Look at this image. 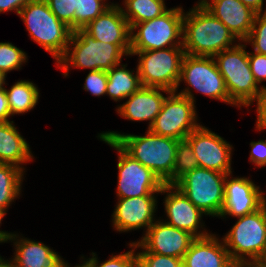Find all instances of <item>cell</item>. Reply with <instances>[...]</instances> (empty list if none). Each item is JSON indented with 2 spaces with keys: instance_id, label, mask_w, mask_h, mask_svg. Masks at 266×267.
Instances as JSON below:
<instances>
[{
  "instance_id": "6da1fadb",
  "label": "cell",
  "mask_w": 266,
  "mask_h": 267,
  "mask_svg": "<svg viewBox=\"0 0 266 267\" xmlns=\"http://www.w3.org/2000/svg\"><path fill=\"white\" fill-rule=\"evenodd\" d=\"M99 138L115 141L128 155L156 174L164 184H172L176 148L179 140L150 131L145 136L103 132Z\"/></svg>"
},
{
  "instance_id": "7a4b0ae2",
  "label": "cell",
  "mask_w": 266,
  "mask_h": 267,
  "mask_svg": "<svg viewBox=\"0 0 266 267\" xmlns=\"http://www.w3.org/2000/svg\"><path fill=\"white\" fill-rule=\"evenodd\" d=\"M237 38L201 3L184 12L183 49L185 54L214 57L219 52L236 46ZM232 45V46H231Z\"/></svg>"
},
{
  "instance_id": "3957f363",
  "label": "cell",
  "mask_w": 266,
  "mask_h": 267,
  "mask_svg": "<svg viewBox=\"0 0 266 267\" xmlns=\"http://www.w3.org/2000/svg\"><path fill=\"white\" fill-rule=\"evenodd\" d=\"M70 46H73L70 48ZM131 44H111L94 39L83 29L74 31L71 35L66 53L56 63L68 76L69 67L90 68L93 70L108 71L120 65L123 55H130ZM72 51H71V50Z\"/></svg>"
},
{
  "instance_id": "277c9868",
  "label": "cell",
  "mask_w": 266,
  "mask_h": 267,
  "mask_svg": "<svg viewBox=\"0 0 266 267\" xmlns=\"http://www.w3.org/2000/svg\"><path fill=\"white\" fill-rule=\"evenodd\" d=\"M37 42L58 62L66 53L73 31L51 11L45 0L29 1L18 14Z\"/></svg>"
},
{
  "instance_id": "5b68a950",
  "label": "cell",
  "mask_w": 266,
  "mask_h": 267,
  "mask_svg": "<svg viewBox=\"0 0 266 267\" xmlns=\"http://www.w3.org/2000/svg\"><path fill=\"white\" fill-rule=\"evenodd\" d=\"M245 44L223 50L214 56L219 72L224 78L229 98L241 108L250 106L253 100L265 89L257 84L249 65Z\"/></svg>"
},
{
  "instance_id": "8992f818",
  "label": "cell",
  "mask_w": 266,
  "mask_h": 267,
  "mask_svg": "<svg viewBox=\"0 0 266 267\" xmlns=\"http://www.w3.org/2000/svg\"><path fill=\"white\" fill-rule=\"evenodd\" d=\"M183 16V8L174 7L152 20L135 24L131 28L130 52L183 47Z\"/></svg>"
},
{
  "instance_id": "52a82bcc",
  "label": "cell",
  "mask_w": 266,
  "mask_h": 267,
  "mask_svg": "<svg viewBox=\"0 0 266 267\" xmlns=\"http://www.w3.org/2000/svg\"><path fill=\"white\" fill-rule=\"evenodd\" d=\"M237 218L238 221L221 239L231 260L234 263L259 260L266 249V203L260 209Z\"/></svg>"
},
{
  "instance_id": "ba28073f",
  "label": "cell",
  "mask_w": 266,
  "mask_h": 267,
  "mask_svg": "<svg viewBox=\"0 0 266 267\" xmlns=\"http://www.w3.org/2000/svg\"><path fill=\"white\" fill-rule=\"evenodd\" d=\"M195 107L194 94L189 87L177 94L171 92L166 96L161 111L148 129L160 136L184 140L201 125L197 123Z\"/></svg>"
},
{
  "instance_id": "9c48e42d",
  "label": "cell",
  "mask_w": 266,
  "mask_h": 267,
  "mask_svg": "<svg viewBox=\"0 0 266 267\" xmlns=\"http://www.w3.org/2000/svg\"><path fill=\"white\" fill-rule=\"evenodd\" d=\"M130 55L139 56L137 68L142 86L164 88L177 93L181 62L185 55L183 47L130 52Z\"/></svg>"
},
{
  "instance_id": "30bf717a",
  "label": "cell",
  "mask_w": 266,
  "mask_h": 267,
  "mask_svg": "<svg viewBox=\"0 0 266 267\" xmlns=\"http://www.w3.org/2000/svg\"><path fill=\"white\" fill-rule=\"evenodd\" d=\"M227 174L197 167L187 172L174 185L205 215L219 217L224 205Z\"/></svg>"
},
{
  "instance_id": "8fae6325",
  "label": "cell",
  "mask_w": 266,
  "mask_h": 267,
  "mask_svg": "<svg viewBox=\"0 0 266 267\" xmlns=\"http://www.w3.org/2000/svg\"><path fill=\"white\" fill-rule=\"evenodd\" d=\"M118 152V198L159 194L164 183L149 168L128 155L115 141L100 138Z\"/></svg>"
},
{
  "instance_id": "7c38bea8",
  "label": "cell",
  "mask_w": 266,
  "mask_h": 267,
  "mask_svg": "<svg viewBox=\"0 0 266 267\" xmlns=\"http://www.w3.org/2000/svg\"><path fill=\"white\" fill-rule=\"evenodd\" d=\"M201 92L210 98L237 106L230 98L225 87L224 78L219 72L214 57L193 56L185 54L181 62L180 82Z\"/></svg>"
},
{
  "instance_id": "4fadbf2b",
  "label": "cell",
  "mask_w": 266,
  "mask_h": 267,
  "mask_svg": "<svg viewBox=\"0 0 266 267\" xmlns=\"http://www.w3.org/2000/svg\"><path fill=\"white\" fill-rule=\"evenodd\" d=\"M186 140L191 144L199 167L215 170L224 174L232 173V145L221 136L200 125Z\"/></svg>"
},
{
  "instance_id": "5bb4252c",
  "label": "cell",
  "mask_w": 266,
  "mask_h": 267,
  "mask_svg": "<svg viewBox=\"0 0 266 267\" xmlns=\"http://www.w3.org/2000/svg\"><path fill=\"white\" fill-rule=\"evenodd\" d=\"M225 178L224 205L220 217H241L260 209L266 203V195L252 180L246 177Z\"/></svg>"
},
{
  "instance_id": "9a60e30c",
  "label": "cell",
  "mask_w": 266,
  "mask_h": 267,
  "mask_svg": "<svg viewBox=\"0 0 266 267\" xmlns=\"http://www.w3.org/2000/svg\"><path fill=\"white\" fill-rule=\"evenodd\" d=\"M160 193H168L164 200V207L167 220H169L164 221L165 223L188 231L196 238H203L211 234L205 229L203 231L199 229L204 226L201 218L205 213L197 208L174 184H164Z\"/></svg>"
},
{
  "instance_id": "2e32d148",
  "label": "cell",
  "mask_w": 266,
  "mask_h": 267,
  "mask_svg": "<svg viewBox=\"0 0 266 267\" xmlns=\"http://www.w3.org/2000/svg\"><path fill=\"white\" fill-rule=\"evenodd\" d=\"M195 239L188 231L157 220L138 242L148 252L183 259Z\"/></svg>"
},
{
  "instance_id": "e0dca14e",
  "label": "cell",
  "mask_w": 266,
  "mask_h": 267,
  "mask_svg": "<svg viewBox=\"0 0 266 267\" xmlns=\"http://www.w3.org/2000/svg\"><path fill=\"white\" fill-rule=\"evenodd\" d=\"M157 200L155 195L118 198L113 212V227L119 232L148 228L154 223Z\"/></svg>"
},
{
  "instance_id": "ac0fdd59",
  "label": "cell",
  "mask_w": 266,
  "mask_h": 267,
  "mask_svg": "<svg viewBox=\"0 0 266 267\" xmlns=\"http://www.w3.org/2000/svg\"><path fill=\"white\" fill-rule=\"evenodd\" d=\"M216 18L234 34L240 42L251 32L256 12L240 0H199Z\"/></svg>"
},
{
  "instance_id": "d6986e66",
  "label": "cell",
  "mask_w": 266,
  "mask_h": 267,
  "mask_svg": "<svg viewBox=\"0 0 266 267\" xmlns=\"http://www.w3.org/2000/svg\"><path fill=\"white\" fill-rule=\"evenodd\" d=\"M83 30L94 39L111 44H131V28L121 6L112 5Z\"/></svg>"
},
{
  "instance_id": "ffe728a7",
  "label": "cell",
  "mask_w": 266,
  "mask_h": 267,
  "mask_svg": "<svg viewBox=\"0 0 266 267\" xmlns=\"http://www.w3.org/2000/svg\"><path fill=\"white\" fill-rule=\"evenodd\" d=\"M161 91L166 94L171 93L164 88L140 87L126 102L118 106V114L132 121H149L148 128H150L166 99Z\"/></svg>"
},
{
  "instance_id": "44dd1931",
  "label": "cell",
  "mask_w": 266,
  "mask_h": 267,
  "mask_svg": "<svg viewBox=\"0 0 266 267\" xmlns=\"http://www.w3.org/2000/svg\"><path fill=\"white\" fill-rule=\"evenodd\" d=\"M185 267H234L224 241L215 234L196 238L183 258Z\"/></svg>"
},
{
  "instance_id": "7402d4cb",
  "label": "cell",
  "mask_w": 266,
  "mask_h": 267,
  "mask_svg": "<svg viewBox=\"0 0 266 267\" xmlns=\"http://www.w3.org/2000/svg\"><path fill=\"white\" fill-rule=\"evenodd\" d=\"M18 237V234L12 233L8 239L14 241L16 247L12 259L15 267H64L67 264L57 252L42 242Z\"/></svg>"
},
{
  "instance_id": "603a6c76",
  "label": "cell",
  "mask_w": 266,
  "mask_h": 267,
  "mask_svg": "<svg viewBox=\"0 0 266 267\" xmlns=\"http://www.w3.org/2000/svg\"><path fill=\"white\" fill-rule=\"evenodd\" d=\"M13 121L0 122V163L22 165L33 159L29 144L18 132Z\"/></svg>"
},
{
  "instance_id": "cb8c5ba5",
  "label": "cell",
  "mask_w": 266,
  "mask_h": 267,
  "mask_svg": "<svg viewBox=\"0 0 266 267\" xmlns=\"http://www.w3.org/2000/svg\"><path fill=\"white\" fill-rule=\"evenodd\" d=\"M126 67V65L120 64L106 71L108 79L106 95L116 102L127 99L142 87L138 68L134 74V70L130 71Z\"/></svg>"
},
{
  "instance_id": "d4e9b609",
  "label": "cell",
  "mask_w": 266,
  "mask_h": 267,
  "mask_svg": "<svg viewBox=\"0 0 266 267\" xmlns=\"http://www.w3.org/2000/svg\"><path fill=\"white\" fill-rule=\"evenodd\" d=\"M5 91L11 116L28 112L38 103V87L28 80L18 81L9 90L5 88Z\"/></svg>"
},
{
  "instance_id": "484cf974",
  "label": "cell",
  "mask_w": 266,
  "mask_h": 267,
  "mask_svg": "<svg viewBox=\"0 0 266 267\" xmlns=\"http://www.w3.org/2000/svg\"><path fill=\"white\" fill-rule=\"evenodd\" d=\"M24 170L20 167L0 163V209L6 213L14 199L19 198Z\"/></svg>"
},
{
  "instance_id": "4316f807",
  "label": "cell",
  "mask_w": 266,
  "mask_h": 267,
  "mask_svg": "<svg viewBox=\"0 0 266 267\" xmlns=\"http://www.w3.org/2000/svg\"><path fill=\"white\" fill-rule=\"evenodd\" d=\"M121 8L124 17L129 22L130 28L137 23H142L161 16L168 9L164 0H124Z\"/></svg>"
},
{
  "instance_id": "83f0119b",
  "label": "cell",
  "mask_w": 266,
  "mask_h": 267,
  "mask_svg": "<svg viewBox=\"0 0 266 267\" xmlns=\"http://www.w3.org/2000/svg\"><path fill=\"white\" fill-rule=\"evenodd\" d=\"M105 0H74V31L83 29L112 4Z\"/></svg>"
},
{
  "instance_id": "f1b7e54d",
  "label": "cell",
  "mask_w": 266,
  "mask_h": 267,
  "mask_svg": "<svg viewBox=\"0 0 266 267\" xmlns=\"http://www.w3.org/2000/svg\"><path fill=\"white\" fill-rule=\"evenodd\" d=\"M199 167L191 144L186 140H179L176 148L175 164L172 173V184H175L187 172Z\"/></svg>"
},
{
  "instance_id": "f546056e",
  "label": "cell",
  "mask_w": 266,
  "mask_h": 267,
  "mask_svg": "<svg viewBox=\"0 0 266 267\" xmlns=\"http://www.w3.org/2000/svg\"><path fill=\"white\" fill-rule=\"evenodd\" d=\"M27 54L9 42H0V72L7 75L11 70H19L27 62Z\"/></svg>"
},
{
  "instance_id": "4dcf8cb0",
  "label": "cell",
  "mask_w": 266,
  "mask_h": 267,
  "mask_svg": "<svg viewBox=\"0 0 266 267\" xmlns=\"http://www.w3.org/2000/svg\"><path fill=\"white\" fill-rule=\"evenodd\" d=\"M132 250L119 255L110 256V258L103 263L98 262L96 254L92 252V257L86 259L82 267H135L138 263L137 253H135V244L132 242L129 244Z\"/></svg>"
},
{
  "instance_id": "1f68e13d",
  "label": "cell",
  "mask_w": 266,
  "mask_h": 267,
  "mask_svg": "<svg viewBox=\"0 0 266 267\" xmlns=\"http://www.w3.org/2000/svg\"><path fill=\"white\" fill-rule=\"evenodd\" d=\"M133 243L135 248H142V252H137L138 264L141 267H181L183 265V259L181 258L151 253L138 241Z\"/></svg>"
},
{
  "instance_id": "d6a6232c",
  "label": "cell",
  "mask_w": 266,
  "mask_h": 267,
  "mask_svg": "<svg viewBox=\"0 0 266 267\" xmlns=\"http://www.w3.org/2000/svg\"><path fill=\"white\" fill-rule=\"evenodd\" d=\"M243 42L251 44L254 52L266 55V11L256 13L251 32Z\"/></svg>"
},
{
  "instance_id": "836d02e7",
  "label": "cell",
  "mask_w": 266,
  "mask_h": 267,
  "mask_svg": "<svg viewBox=\"0 0 266 267\" xmlns=\"http://www.w3.org/2000/svg\"><path fill=\"white\" fill-rule=\"evenodd\" d=\"M52 13L74 32V0H45Z\"/></svg>"
},
{
  "instance_id": "e575fe53",
  "label": "cell",
  "mask_w": 266,
  "mask_h": 267,
  "mask_svg": "<svg viewBox=\"0 0 266 267\" xmlns=\"http://www.w3.org/2000/svg\"><path fill=\"white\" fill-rule=\"evenodd\" d=\"M107 73L104 70H93L88 73L84 90L90 92L94 96H103L107 90Z\"/></svg>"
},
{
  "instance_id": "d590c367",
  "label": "cell",
  "mask_w": 266,
  "mask_h": 267,
  "mask_svg": "<svg viewBox=\"0 0 266 267\" xmlns=\"http://www.w3.org/2000/svg\"><path fill=\"white\" fill-rule=\"evenodd\" d=\"M248 59L250 69L257 84H261L262 81H266V55L256 52L249 53L248 51Z\"/></svg>"
},
{
  "instance_id": "8d00e7d4",
  "label": "cell",
  "mask_w": 266,
  "mask_h": 267,
  "mask_svg": "<svg viewBox=\"0 0 266 267\" xmlns=\"http://www.w3.org/2000/svg\"><path fill=\"white\" fill-rule=\"evenodd\" d=\"M250 146V162L259 168L266 166V140L253 141Z\"/></svg>"
},
{
  "instance_id": "74e56055",
  "label": "cell",
  "mask_w": 266,
  "mask_h": 267,
  "mask_svg": "<svg viewBox=\"0 0 266 267\" xmlns=\"http://www.w3.org/2000/svg\"><path fill=\"white\" fill-rule=\"evenodd\" d=\"M257 102V120L256 129H266V88L263 89L260 94L253 100Z\"/></svg>"
},
{
  "instance_id": "f35d334b",
  "label": "cell",
  "mask_w": 266,
  "mask_h": 267,
  "mask_svg": "<svg viewBox=\"0 0 266 267\" xmlns=\"http://www.w3.org/2000/svg\"><path fill=\"white\" fill-rule=\"evenodd\" d=\"M31 0H0V13L8 11H16L19 14L20 10Z\"/></svg>"
},
{
  "instance_id": "ab89813d",
  "label": "cell",
  "mask_w": 266,
  "mask_h": 267,
  "mask_svg": "<svg viewBox=\"0 0 266 267\" xmlns=\"http://www.w3.org/2000/svg\"><path fill=\"white\" fill-rule=\"evenodd\" d=\"M11 116L5 87L0 89V122H9Z\"/></svg>"
},
{
  "instance_id": "60d3db41",
  "label": "cell",
  "mask_w": 266,
  "mask_h": 267,
  "mask_svg": "<svg viewBox=\"0 0 266 267\" xmlns=\"http://www.w3.org/2000/svg\"><path fill=\"white\" fill-rule=\"evenodd\" d=\"M244 5L251 8L256 13H261L263 11V1L264 0H240Z\"/></svg>"
},
{
  "instance_id": "b9f144b4",
  "label": "cell",
  "mask_w": 266,
  "mask_h": 267,
  "mask_svg": "<svg viewBox=\"0 0 266 267\" xmlns=\"http://www.w3.org/2000/svg\"><path fill=\"white\" fill-rule=\"evenodd\" d=\"M234 267H266L260 260L240 261L234 263Z\"/></svg>"
},
{
  "instance_id": "7bdbcfd3",
  "label": "cell",
  "mask_w": 266,
  "mask_h": 267,
  "mask_svg": "<svg viewBox=\"0 0 266 267\" xmlns=\"http://www.w3.org/2000/svg\"><path fill=\"white\" fill-rule=\"evenodd\" d=\"M6 215V213L0 209V224H1V221H2V218ZM12 233H9L7 231H1L0 230V243H5V242H8V239L10 237Z\"/></svg>"
},
{
  "instance_id": "ee69618b",
  "label": "cell",
  "mask_w": 266,
  "mask_h": 267,
  "mask_svg": "<svg viewBox=\"0 0 266 267\" xmlns=\"http://www.w3.org/2000/svg\"><path fill=\"white\" fill-rule=\"evenodd\" d=\"M0 267H15L13 260H4L2 256H0Z\"/></svg>"
},
{
  "instance_id": "f6af8a7d",
  "label": "cell",
  "mask_w": 266,
  "mask_h": 267,
  "mask_svg": "<svg viewBox=\"0 0 266 267\" xmlns=\"http://www.w3.org/2000/svg\"><path fill=\"white\" fill-rule=\"evenodd\" d=\"M5 80H6V75L0 72V89L4 88L3 87L4 84L6 85Z\"/></svg>"
},
{
  "instance_id": "bcb514c9",
  "label": "cell",
  "mask_w": 266,
  "mask_h": 267,
  "mask_svg": "<svg viewBox=\"0 0 266 267\" xmlns=\"http://www.w3.org/2000/svg\"><path fill=\"white\" fill-rule=\"evenodd\" d=\"M264 265H266V249L262 255V257L259 259Z\"/></svg>"
},
{
  "instance_id": "7dc6e473",
  "label": "cell",
  "mask_w": 266,
  "mask_h": 267,
  "mask_svg": "<svg viewBox=\"0 0 266 267\" xmlns=\"http://www.w3.org/2000/svg\"><path fill=\"white\" fill-rule=\"evenodd\" d=\"M64 267H70L69 263H67ZM74 267H82L81 265H76Z\"/></svg>"
}]
</instances>
